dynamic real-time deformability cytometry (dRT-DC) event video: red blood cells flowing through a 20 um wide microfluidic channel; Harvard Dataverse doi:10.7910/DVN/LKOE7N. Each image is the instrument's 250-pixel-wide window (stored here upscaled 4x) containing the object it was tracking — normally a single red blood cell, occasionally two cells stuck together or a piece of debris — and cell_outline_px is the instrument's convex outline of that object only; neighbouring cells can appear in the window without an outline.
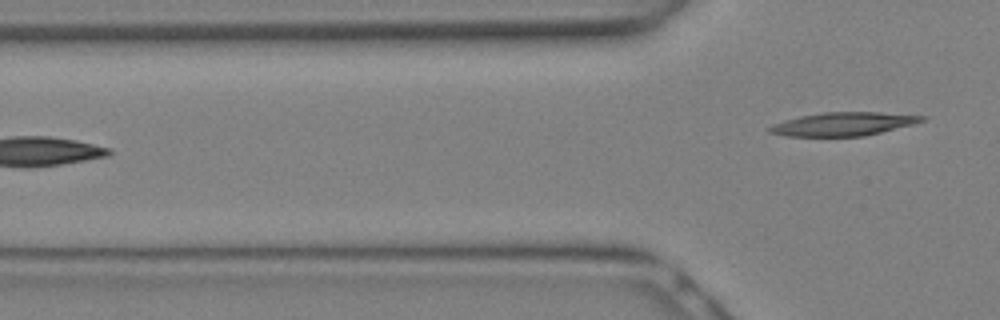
{"species": "Egyptian fruit bat (a non-hibernating species)", "species_latin": "Rousettus aegyptiacus", "temperature_condition": "warm", "stored_images_in_passage": 11, "segment_of_instrument_passage": [2, 2], "camera_frame_rate_fps": 3000, "um_per_image_px": 0.085, "animal": {"sex": "female"}, "frame": {"image": 1, "passage_image": 11, "time_ms": 3.333, "image_size_px": [1000, 320], "cell_outline_px": [[928, 116], [924, 120], [912, 124], [864, 136], [784, 136], [768, 132], [768, 128], [772, 124], [784, 120], [800, 116], [824, 112], [880, 112]], "centroid_in_image_um": [71.64, 10.53], "position_along_channel_um": 54.2, "area_um2": 20.69}}